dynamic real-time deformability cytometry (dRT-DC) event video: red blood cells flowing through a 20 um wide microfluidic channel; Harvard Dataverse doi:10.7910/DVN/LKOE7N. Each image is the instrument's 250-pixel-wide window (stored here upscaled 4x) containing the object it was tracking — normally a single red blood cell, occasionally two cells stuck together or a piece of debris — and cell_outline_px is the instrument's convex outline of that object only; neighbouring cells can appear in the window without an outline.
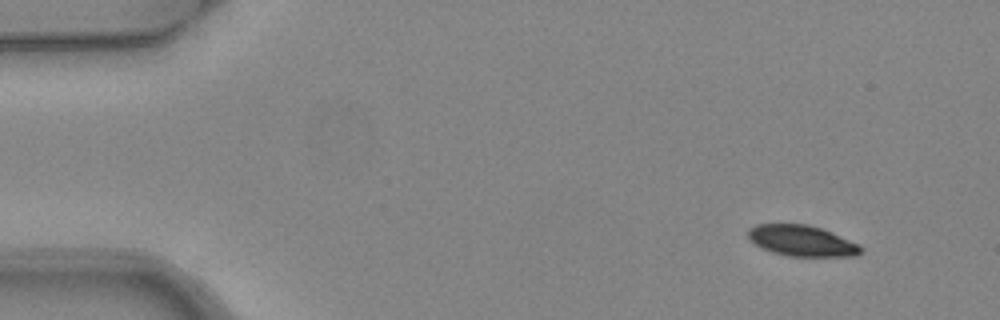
{"species": "common noctule bat (a hibernating species)", "species_latin": "Nyctalus noctula", "temperature_condition": "warm", "stored_images_in_passage": 3, "camera_frame_rate_fps": 3000, "um_per_image_px": 0.085, "animal": {"sex": "female", "body_mass_g": 24.6, "forearm_length_mm": 56.2}, "frame": {"image": 1, "passage_image": 1, "time_ms": 0.0, "image_size_px": [1000, 320], "cell_outline_px": [[864, 248], [856, 256], [788, 256], [772, 252], [756, 244], [748, 236], [748, 228], [756, 224], [808, 224], [820, 228], [860, 244]], "centroid_in_image_um": [68.17, 20.46], "position_along_channel_um": 16.8, "area_um2": 20.11}}